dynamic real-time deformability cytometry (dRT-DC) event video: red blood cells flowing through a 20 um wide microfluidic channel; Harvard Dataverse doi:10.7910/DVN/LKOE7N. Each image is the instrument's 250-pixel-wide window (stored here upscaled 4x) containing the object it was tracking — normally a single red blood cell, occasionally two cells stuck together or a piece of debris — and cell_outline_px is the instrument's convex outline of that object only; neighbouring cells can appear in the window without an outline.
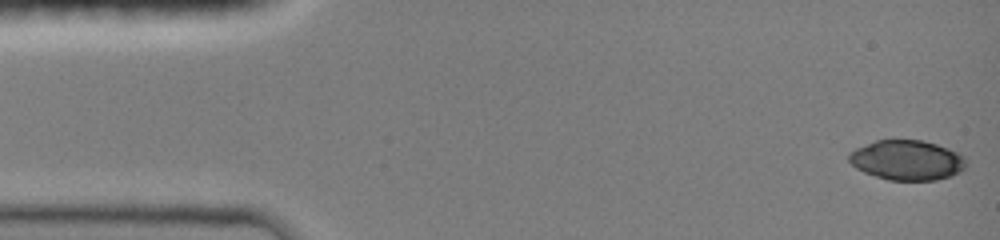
{"species": "common noctule bat (a hibernating species)", "species_latin": "Nyctalus noctula", "temperature_condition": "room temperature", "stored_images_in_passage": 9, "camera_frame_rate_fps": 3000, "um_per_image_px": 0.085, "animal": {"sex": "female", "body_mass_g": 19.0, "forearm_length_mm": 51.5}, "frame": {"image": 1, "passage_image": 1, "time_ms": 0.0, "image_size_px": [1000, 240], "cell_outline_px": [[964, 168], [948, 176], [936, 180], [888, 180], [864, 172], [856, 168], [848, 160], [848, 156], [856, 148], [876, 140], [920, 140], [936, 144], [948, 148], [956, 152], [964, 160]], "centroid_in_image_um": [77.03, 13.61], "position_along_channel_um": 8.0, "area_um2": 26.7}}
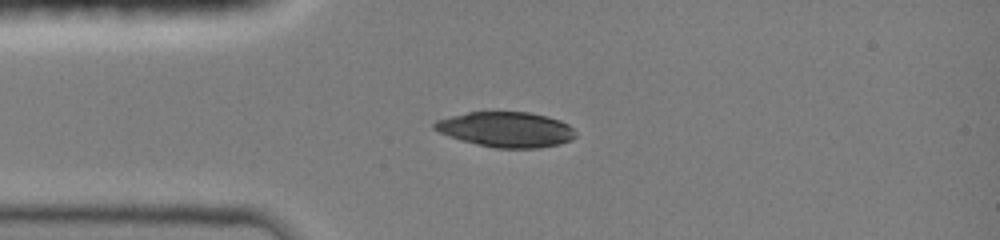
{"frame": {"image": 2, "passage_image": 8, "time_ms": 3.333, "image_size_px": [1000, 240], "cell_outline_px": [[576, 136], [560, 144], [536, 148], [496, 148], [460, 140], [440, 132], [432, 128], [432, 124], [436, 120], [468, 112], [528, 112], [548, 116], [560, 120], [568, 124], [576, 132]], "centroid_in_image_um": [43.02, 11.0], "position_along_channel_um": 42.0, "area_um2": 28.84}}